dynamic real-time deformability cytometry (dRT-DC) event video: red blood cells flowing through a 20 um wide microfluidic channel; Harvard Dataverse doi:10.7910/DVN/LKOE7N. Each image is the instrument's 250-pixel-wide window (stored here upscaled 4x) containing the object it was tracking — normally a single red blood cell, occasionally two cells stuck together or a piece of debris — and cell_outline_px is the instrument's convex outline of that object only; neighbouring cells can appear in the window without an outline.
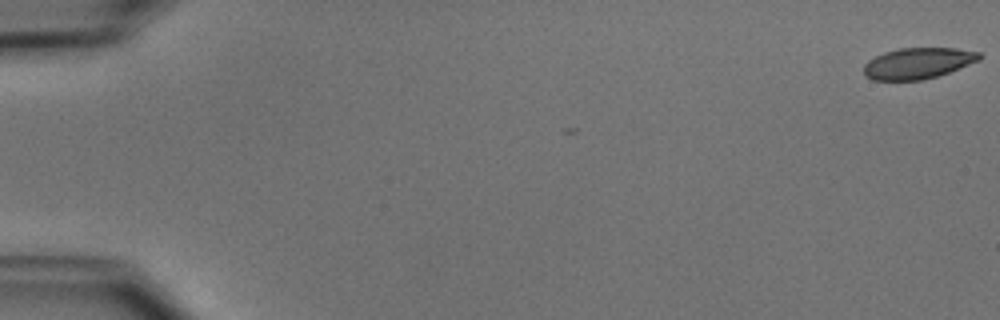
{"species": "common noctule bat (a hibernating species)", "species_latin": "Nyctalus noctula", "temperature_condition": "cold", "stored_images_in_passage": 5, "camera_frame_rate_fps": 3000, "um_per_image_px": 0.085, "animal": {"sex": "male", "body_mass_g": 15.6}, "frame": {"image": 1, "passage_image": 1, "time_ms": 0.0, "image_size_px": [1000, 320], "cell_outline_px": [[980, 60], [948, 72], [936, 76], [920, 80], [872, 80], [864, 72], [864, 64], [868, 60], [884, 52], [900, 48], [956, 48], [980, 52]], "centroid_in_image_um": [78.01, 5.37], "position_along_channel_um": 7.0, "area_um2": 20.69}}